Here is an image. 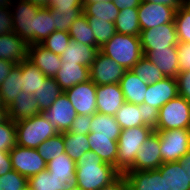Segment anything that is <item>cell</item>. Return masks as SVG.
Returning a JSON list of instances; mask_svg holds the SVG:
<instances>
[{
    "instance_id": "cell-27",
    "label": "cell",
    "mask_w": 190,
    "mask_h": 190,
    "mask_svg": "<svg viewBox=\"0 0 190 190\" xmlns=\"http://www.w3.org/2000/svg\"><path fill=\"white\" fill-rule=\"evenodd\" d=\"M87 137L90 151L95 152L102 161L115 166L118 154L117 141L112 140L111 136L104 135H87Z\"/></svg>"
},
{
    "instance_id": "cell-45",
    "label": "cell",
    "mask_w": 190,
    "mask_h": 190,
    "mask_svg": "<svg viewBox=\"0 0 190 190\" xmlns=\"http://www.w3.org/2000/svg\"><path fill=\"white\" fill-rule=\"evenodd\" d=\"M16 145L15 122L9 117L0 123V151L10 152Z\"/></svg>"
},
{
    "instance_id": "cell-30",
    "label": "cell",
    "mask_w": 190,
    "mask_h": 190,
    "mask_svg": "<svg viewBox=\"0 0 190 190\" xmlns=\"http://www.w3.org/2000/svg\"><path fill=\"white\" fill-rule=\"evenodd\" d=\"M119 12L120 10L113 4L112 0L83 3V13L87 19H101L114 23Z\"/></svg>"
},
{
    "instance_id": "cell-31",
    "label": "cell",
    "mask_w": 190,
    "mask_h": 190,
    "mask_svg": "<svg viewBox=\"0 0 190 190\" xmlns=\"http://www.w3.org/2000/svg\"><path fill=\"white\" fill-rule=\"evenodd\" d=\"M22 70L21 82L22 91L26 94L33 95L37 92L41 83L48 78L30 61L25 60L18 64Z\"/></svg>"
},
{
    "instance_id": "cell-40",
    "label": "cell",
    "mask_w": 190,
    "mask_h": 190,
    "mask_svg": "<svg viewBox=\"0 0 190 190\" xmlns=\"http://www.w3.org/2000/svg\"><path fill=\"white\" fill-rule=\"evenodd\" d=\"M38 154L46 161L58 157L65 153V145L63 141V132L51 137L41 143L37 148Z\"/></svg>"
},
{
    "instance_id": "cell-60",
    "label": "cell",
    "mask_w": 190,
    "mask_h": 190,
    "mask_svg": "<svg viewBox=\"0 0 190 190\" xmlns=\"http://www.w3.org/2000/svg\"><path fill=\"white\" fill-rule=\"evenodd\" d=\"M7 118H8L7 107L1 106L0 107V123L4 122Z\"/></svg>"
},
{
    "instance_id": "cell-50",
    "label": "cell",
    "mask_w": 190,
    "mask_h": 190,
    "mask_svg": "<svg viewBox=\"0 0 190 190\" xmlns=\"http://www.w3.org/2000/svg\"><path fill=\"white\" fill-rule=\"evenodd\" d=\"M159 109L149 106L148 104H142V122L155 129L158 123Z\"/></svg>"
},
{
    "instance_id": "cell-10",
    "label": "cell",
    "mask_w": 190,
    "mask_h": 190,
    "mask_svg": "<svg viewBox=\"0 0 190 190\" xmlns=\"http://www.w3.org/2000/svg\"><path fill=\"white\" fill-rule=\"evenodd\" d=\"M139 37L142 51L167 49L179 43L175 23H166L155 28L141 30Z\"/></svg>"
},
{
    "instance_id": "cell-3",
    "label": "cell",
    "mask_w": 190,
    "mask_h": 190,
    "mask_svg": "<svg viewBox=\"0 0 190 190\" xmlns=\"http://www.w3.org/2000/svg\"><path fill=\"white\" fill-rule=\"evenodd\" d=\"M16 145L37 148L45 140L56 136L59 131L41 113L15 122Z\"/></svg>"
},
{
    "instance_id": "cell-13",
    "label": "cell",
    "mask_w": 190,
    "mask_h": 190,
    "mask_svg": "<svg viewBox=\"0 0 190 190\" xmlns=\"http://www.w3.org/2000/svg\"><path fill=\"white\" fill-rule=\"evenodd\" d=\"M162 164L159 134L153 131L140 147L134 165L128 171L154 170Z\"/></svg>"
},
{
    "instance_id": "cell-48",
    "label": "cell",
    "mask_w": 190,
    "mask_h": 190,
    "mask_svg": "<svg viewBox=\"0 0 190 190\" xmlns=\"http://www.w3.org/2000/svg\"><path fill=\"white\" fill-rule=\"evenodd\" d=\"M178 95L190 102V70L182 71L176 77Z\"/></svg>"
},
{
    "instance_id": "cell-9",
    "label": "cell",
    "mask_w": 190,
    "mask_h": 190,
    "mask_svg": "<svg viewBox=\"0 0 190 190\" xmlns=\"http://www.w3.org/2000/svg\"><path fill=\"white\" fill-rule=\"evenodd\" d=\"M125 71L117 62L98 51L90 66V80L96 86L119 84Z\"/></svg>"
},
{
    "instance_id": "cell-49",
    "label": "cell",
    "mask_w": 190,
    "mask_h": 190,
    "mask_svg": "<svg viewBox=\"0 0 190 190\" xmlns=\"http://www.w3.org/2000/svg\"><path fill=\"white\" fill-rule=\"evenodd\" d=\"M180 72L190 70V43L179 42L177 45Z\"/></svg>"
},
{
    "instance_id": "cell-56",
    "label": "cell",
    "mask_w": 190,
    "mask_h": 190,
    "mask_svg": "<svg viewBox=\"0 0 190 190\" xmlns=\"http://www.w3.org/2000/svg\"><path fill=\"white\" fill-rule=\"evenodd\" d=\"M142 0H112L113 4L119 9L138 8Z\"/></svg>"
},
{
    "instance_id": "cell-33",
    "label": "cell",
    "mask_w": 190,
    "mask_h": 190,
    "mask_svg": "<svg viewBox=\"0 0 190 190\" xmlns=\"http://www.w3.org/2000/svg\"><path fill=\"white\" fill-rule=\"evenodd\" d=\"M115 119L120 125L121 129L146 126L142 122V104L136 105L125 102L116 112Z\"/></svg>"
},
{
    "instance_id": "cell-55",
    "label": "cell",
    "mask_w": 190,
    "mask_h": 190,
    "mask_svg": "<svg viewBox=\"0 0 190 190\" xmlns=\"http://www.w3.org/2000/svg\"><path fill=\"white\" fill-rule=\"evenodd\" d=\"M15 63L0 59V85L3 83V81L8 77L9 72L14 67Z\"/></svg>"
},
{
    "instance_id": "cell-54",
    "label": "cell",
    "mask_w": 190,
    "mask_h": 190,
    "mask_svg": "<svg viewBox=\"0 0 190 190\" xmlns=\"http://www.w3.org/2000/svg\"><path fill=\"white\" fill-rule=\"evenodd\" d=\"M12 169L11 157L8 151H0V176Z\"/></svg>"
},
{
    "instance_id": "cell-61",
    "label": "cell",
    "mask_w": 190,
    "mask_h": 190,
    "mask_svg": "<svg viewBox=\"0 0 190 190\" xmlns=\"http://www.w3.org/2000/svg\"><path fill=\"white\" fill-rule=\"evenodd\" d=\"M13 0H0V8L10 7Z\"/></svg>"
},
{
    "instance_id": "cell-20",
    "label": "cell",
    "mask_w": 190,
    "mask_h": 190,
    "mask_svg": "<svg viewBox=\"0 0 190 190\" xmlns=\"http://www.w3.org/2000/svg\"><path fill=\"white\" fill-rule=\"evenodd\" d=\"M128 190H165L164 177L158 169L127 171Z\"/></svg>"
},
{
    "instance_id": "cell-52",
    "label": "cell",
    "mask_w": 190,
    "mask_h": 190,
    "mask_svg": "<svg viewBox=\"0 0 190 190\" xmlns=\"http://www.w3.org/2000/svg\"><path fill=\"white\" fill-rule=\"evenodd\" d=\"M52 9H83L82 0H51Z\"/></svg>"
},
{
    "instance_id": "cell-11",
    "label": "cell",
    "mask_w": 190,
    "mask_h": 190,
    "mask_svg": "<svg viewBox=\"0 0 190 190\" xmlns=\"http://www.w3.org/2000/svg\"><path fill=\"white\" fill-rule=\"evenodd\" d=\"M96 88L97 86L89 80L64 91L77 115L92 116L97 113Z\"/></svg>"
},
{
    "instance_id": "cell-15",
    "label": "cell",
    "mask_w": 190,
    "mask_h": 190,
    "mask_svg": "<svg viewBox=\"0 0 190 190\" xmlns=\"http://www.w3.org/2000/svg\"><path fill=\"white\" fill-rule=\"evenodd\" d=\"M96 97L97 112L105 115L115 116L125 103L120 84L97 85Z\"/></svg>"
},
{
    "instance_id": "cell-57",
    "label": "cell",
    "mask_w": 190,
    "mask_h": 190,
    "mask_svg": "<svg viewBox=\"0 0 190 190\" xmlns=\"http://www.w3.org/2000/svg\"><path fill=\"white\" fill-rule=\"evenodd\" d=\"M145 1H150L155 4L170 6L175 10H178L181 6L184 5V3L181 0H145Z\"/></svg>"
},
{
    "instance_id": "cell-32",
    "label": "cell",
    "mask_w": 190,
    "mask_h": 190,
    "mask_svg": "<svg viewBox=\"0 0 190 190\" xmlns=\"http://www.w3.org/2000/svg\"><path fill=\"white\" fill-rule=\"evenodd\" d=\"M114 25L116 33L140 36L141 27L138 19V8L120 10Z\"/></svg>"
},
{
    "instance_id": "cell-25",
    "label": "cell",
    "mask_w": 190,
    "mask_h": 190,
    "mask_svg": "<svg viewBox=\"0 0 190 190\" xmlns=\"http://www.w3.org/2000/svg\"><path fill=\"white\" fill-rule=\"evenodd\" d=\"M98 51L99 50L95 46H90L70 39V43L60 56V59L62 63L72 62L90 68Z\"/></svg>"
},
{
    "instance_id": "cell-38",
    "label": "cell",
    "mask_w": 190,
    "mask_h": 190,
    "mask_svg": "<svg viewBox=\"0 0 190 190\" xmlns=\"http://www.w3.org/2000/svg\"><path fill=\"white\" fill-rule=\"evenodd\" d=\"M71 39L84 43L90 46H95L100 49L95 42L93 30L91 29L88 19L84 13H82L70 26L68 31Z\"/></svg>"
},
{
    "instance_id": "cell-17",
    "label": "cell",
    "mask_w": 190,
    "mask_h": 190,
    "mask_svg": "<svg viewBox=\"0 0 190 190\" xmlns=\"http://www.w3.org/2000/svg\"><path fill=\"white\" fill-rule=\"evenodd\" d=\"M27 60L49 78H54L62 65L60 55L49 51L41 44L29 45Z\"/></svg>"
},
{
    "instance_id": "cell-44",
    "label": "cell",
    "mask_w": 190,
    "mask_h": 190,
    "mask_svg": "<svg viewBox=\"0 0 190 190\" xmlns=\"http://www.w3.org/2000/svg\"><path fill=\"white\" fill-rule=\"evenodd\" d=\"M70 39L71 37L67 31H54L41 45L49 51L61 56L69 45Z\"/></svg>"
},
{
    "instance_id": "cell-19",
    "label": "cell",
    "mask_w": 190,
    "mask_h": 190,
    "mask_svg": "<svg viewBox=\"0 0 190 190\" xmlns=\"http://www.w3.org/2000/svg\"><path fill=\"white\" fill-rule=\"evenodd\" d=\"M29 43L16 33L0 35V59L19 64L28 58Z\"/></svg>"
},
{
    "instance_id": "cell-18",
    "label": "cell",
    "mask_w": 190,
    "mask_h": 190,
    "mask_svg": "<svg viewBox=\"0 0 190 190\" xmlns=\"http://www.w3.org/2000/svg\"><path fill=\"white\" fill-rule=\"evenodd\" d=\"M143 54L149 61L154 63L165 77L176 79L180 72L177 45H173L167 49L143 51Z\"/></svg>"
},
{
    "instance_id": "cell-63",
    "label": "cell",
    "mask_w": 190,
    "mask_h": 190,
    "mask_svg": "<svg viewBox=\"0 0 190 190\" xmlns=\"http://www.w3.org/2000/svg\"><path fill=\"white\" fill-rule=\"evenodd\" d=\"M184 5H185L186 7H188V8H190V0H186V1L184 2Z\"/></svg>"
},
{
    "instance_id": "cell-36",
    "label": "cell",
    "mask_w": 190,
    "mask_h": 190,
    "mask_svg": "<svg viewBox=\"0 0 190 190\" xmlns=\"http://www.w3.org/2000/svg\"><path fill=\"white\" fill-rule=\"evenodd\" d=\"M63 141L66 154L75 162L85 152L90 151L87 135L75 134L65 131L63 132Z\"/></svg>"
},
{
    "instance_id": "cell-65",
    "label": "cell",
    "mask_w": 190,
    "mask_h": 190,
    "mask_svg": "<svg viewBox=\"0 0 190 190\" xmlns=\"http://www.w3.org/2000/svg\"><path fill=\"white\" fill-rule=\"evenodd\" d=\"M1 106H4V105H3V102H2V99H1V95H0V107Z\"/></svg>"
},
{
    "instance_id": "cell-21",
    "label": "cell",
    "mask_w": 190,
    "mask_h": 190,
    "mask_svg": "<svg viewBox=\"0 0 190 190\" xmlns=\"http://www.w3.org/2000/svg\"><path fill=\"white\" fill-rule=\"evenodd\" d=\"M54 79L63 91L90 80V68L72 62L62 63Z\"/></svg>"
},
{
    "instance_id": "cell-29",
    "label": "cell",
    "mask_w": 190,
    "mask_h": 190,
    "mask_svg": "<svg viewBox=\"0 0 190 190\" xmlns=\"http://www.w3.org/2000/svg\"><path fill=\"white\" fill-rule=\"evenodd\" d=\"M21 76V67L15 64L9 72L8 77L0 85V95L5 107H8L22 90Z\"/></svg>"
},
{
    "instance_id": "cell-23",
    "label": "cell",
    "mask_w": 190,
    "mask_h": 190,
    "mask_svg": "<svg viewBox=\"0 0 190 190\" xmlns=\"http://www.w3.org/2000/svg\"><path fill=\"white\" fill-rule=\"evenodd\" d=\"M7 111L8 117L14 122L42 113L33 95L26 94L22 90L17 98L7 107Z\"/></svg>"
},
{
    "instance_id": "cell-14",
    "label": "cell",
    "mask_w": 190,
    "mask_h": 190,
    "mask_svg": "<svg viewBox=\"0 0 190 190\" xmlns=\"http://www.w3.org/2000/svg\"><path fill=\"white\" fill-rule=\"evenodd\" d=\"M44 117L61 132L68 131L77 114L65 92L55 102L42 112Z\"/></svg>"
},
{
    "instance_id": "cell-39",
    "label": "cell",
    "mask_w": 190,
    "mask_h": 190,
    "mask_svg": "<svg viewBox=\"0 0 190 190\" xmlns=\"http://www.w3.org/2000/svg\"><path fill=\"white\" fill-rule=\"evenodd\" d=\"M138 78L146 84H154L165 78L163 73L145 56H143L131 69Z\"/></svg>"
},
{
    "instance_id": "cell-34",
    "label": "cell",
    "mask_w": 190,
    "mask_h": 190,
    "mask_svg": "<svg viewBox=\"0 0 190 190\" xmlns=\"http://www.w3.org/2000/svg\"><path fill=\"white\" fill-rule=\"evenodd\" d=\"M64 92L54 78H47L41 83L33 97L37 100L40 111L48 109L55 100Z\"/></svg>"
},
{
    "instance_id": "cell-37",
    "label": "cell",
    "mask_w": 190,
    "mask_h": 190,
    "mask_svg": "<svg viewBox=\"0 0 190 190\" xmlns=\"http://www.w3.org/2000/svg\"><path fill=\"white\" fill-rule=\"evenodd\" d=\"M47 170L58 179L76 178V162L66 152L47 162Z\"/></svg>"
},
{
    "instance_id": "cell-62",
    "label": "cell",
    "mask_w": 190,
    "mask_h": 190,
    "mask_svg": "<svg viewBox=\"0 0 190 190\" xmlns=\"http://www.w3.org/2000/svg\"><path fill=\"white\" fill-rule=\"evenodd\" d=\"M100 1L104 2L106 0H82L83 3H93V2H100Z\"/></svg>"
},
{
    "instance_id": "cell-35",
    "label": "cell",
    "mask_w": 190,
    "mask_h": 190,
    "mask_svg": "<svg viewBox=\"0 0 190 190\" xmlns=\"http://www.w3.org/2000/svg\"><path fill=\"white\" fill-rule=\"evenodd\" d=\"M55 31L51 8H41L34 19V44H41Z\"/></svg>"
},
{
    "instance_id": "cell-12",
    "label": "cell",
    "mask_w": 190,
    "mask_h": 190,
    "mask_svg": "<svg viewBox=\"0 0 190 190\" xmlns=\"http://www.w3.org/2000/svg\"><path fill=\"white\" fill-rule=\"evenodd\" d=\"M176 10L170 6L142 0L138 7V19L141 30L174 23Z\"/></svg>"
},
{
    "instance_id": "cell-5",
    "label": "cell",
    "mask_w": 190,
    "mask_h": 190,
    "mask_svg": "<svg viewBox=\"0 0 190 190\" xmlns=\"http://www.w3.org/2000/svg\"><path fill=\"white\" fill-rule=\"evenodd\" d=\"M190 129V102L177 95L159 109L154 131Z\"/></svg>"
},
{
    "instance_id": "cell-46",
    "label": "cell",
    "mask_w": 190,
    "mask_h": 190,
    "mask_svg": "<svg viewBox=\"0 0 190 190\" xmlns=\"http://www.w3.org/2000/svg\"><path fill=\"white\" fill-rule=\"evenodd\" d=\"M0 190H28V178L11 170L0 176Z\"/></svg>"
},
{
    "instance_id": "cell-64",
    "label": "cell",
    "mask_w": 190,
    "mask_h": 190,
    "mask_svg": "<svg viewBox=\"0 0 190 190\" xmlns=\"http://www.w3.org/2000/svg\"><path fill=\"white\" fill-rule=\"evenodd\" d=\"M67 190H80L78 187H74V188H69Z\"/></svg>"
},
{
    "instance_id": "cell-1",
    "label": "cell",
    "mask_w": 190,
    "mask_h": 190,
    "mask_svg": "<svg viewBox=\"0 0 190 190\" xmlns=\"http://www.w3.org/2000/svg\"><path fill=\"white\" fill-rule=\"evenodd\" d=\"M120 173L93 151L85 152L76 161V183L80 190H100L114 181Z\"/></svg>"
},
{
    "instance_id": "cell-53",
    "label": "cell",
    "mask_w": 190,
    "mask_h": 190,
    "mask_svg": "<svg viewBox=\"0 0 190 190\" xmlns=\"http://www.w3.org/2000/svg\"><path fill=\"white\" fill-rule=\"evenodd\" d=\"M100 190H128V185L125 175L120 174L114 181L102 187Z\"/></svg>"
},
{
    "instance_id": "cell-26",
    "label": "cell",
    "mask_w": 190,
    "mask_h": 190,
    "mask_svg": "<svg viewBox=\"0 0 190 190\" xmlns=\"http://www.w3.org/2000/svg\"><path fill=\"white\" fill-rule=\"evenodd\" d=\"M119 84L124 94L125 102L136 105L143 104L148 84L141 81L134 72L126 70Z\"/></svg>"
},
{
    "instance_id": "cell-47",
    "label": "cell",
    "mask_w": 190,
    "mask_h": 190,
    "mask_svg": "<svg viewBox=\"0 0 190 190\" xmlns=\"http://www.w3.org/2000/svg\"><path fill=\"white\" fill-rule=\"evenodd\" d=\"M91 119L92 116L90 115H77L70 128L68 129V132L88 135L91 131Z\"/></svg>"
},
{
    "instance_id": "cell-22",
    "label": "cell",
    "mask_w": 190,
    "mask_h": 190,
    "mask_svg": "<svg viewBox=\"0 0 190 190\" xmlns=\"http://www.w3.org/2000/svg\"><path fill=\"white\" fill-rule=\"evenodd\" d=\"M158 170L164 177L165 190H190L189 176L180 161L163 163Z\"/></svg>"
},
{
    "instance_id": "cell-2",
    "label": "cell",
    "mask_w": 190,
    "mask_h": 190,
    "mask_svg": "<svg viewBox=\"0 0 190 190\" xmlns=\"http://www.w3.org/2000/svg\"><path fill=\"white\" fill-rule=\"evenodd\" d=\"M99 51L121 65L125 70L144 56L139 36L116 33Z\"/></svg>"
},
{
    "instance_id": "cell-8",
    "label": "cell",
    "mask_w": 190,
    "mask_h": 190,
    "mask_svg": "<svg viewBox=\"0 0 190 190\" xmlns=\"http://www.w3.org/2000/svg\"><path fill=\"white\" fill-rule=\"evenodd\" d=\"M9 154L12 169L26 178L47 169V162L38 154L35 148H24L15 145Z\"/></svg>"
},
{
    "instance_id": "cell-58",
    "label": "cell",
    "mask_w": 190,
    "mask_h": 190,
    "mask_svg": "<svg viewBox=\"0 0 190 190\" xmlns=\"http://www.w3.org/2000/svg\"><path fill=\"white\" fill-rule=\"evenodd\" d=\"M182 168L186 171L187 175L189 176V183H190V150L179 160Z\"/></svg>"
},
{
    "instance_id": "cell-59",
    "label": "cell",
    "mask_w": 190,
    "mask_h": 190,
    "mask_svg": "<svg viewBox=\"0 0 190 190\" xmlns=\"http://www.w3.org/2000/svg\"><path fill=\"white\" fill-rule=\"evenodd\" d=\"M30 3H33L34 5H37L39 7H50L51 6V0H25Z\"/></svg>"
},
{
    "instance_id": "cell-16",
    "label": "cell",
    "mask_w": 190,
    "mask_h": 190,
    "mask_svg": "<svg viewBox=\"0 0 190 190\" xmlns=\"http://www.w3.org/2000/svg\"><path fill=\"white\" fill-rule=\"evenodd\" d=\"M178 95L177 80L165 77L154 84H148L144 104L160 109Z\"/></svg>"
},
{
    "instance_id": "cell-41",
    "label": "cell",
    "mask_w": 190,
    "mask_h": 190,
    "mask_svg": "<svg viewBox=\"0 0 190 190\" xmlns=\"http://www.w3.org/2000/svg\"><path fill=\"white\" fill-rule=\"evenodd\" d=\"M88 22L93 30L96 45L99 48L106 44L116 34L114 23L101 19H88Z\"/></svg>"
},
{
    "instance_id": "cell-28",
    "label": "cell",
    "mask_w": 190,
    "mask_h": 190,
    "mask_svg": "<svg viewBox=\"0 0 190 190\" xmlns=\"http://www.w3.org/2000/svg\"><path fill=\"white\" fill-rule=\"evenodd\" d=\"M91 131L88 135L111 136L112 140H118L121 134V127L117 123L115 116L105 115L97 112L92 115Z\"/></svg>"
},
{
    "instance_id": "cell-6",
    "label": "cell",
    "mask_w": 190,
    "mask_h": 190,
    "mask_svg": "<svg viewBox=\"0 0 190 190\" xmlns=\"http://www.w3.org/2000/svg\"><path fill=\"white\" fill-rule=\"evenodd\" d=\"M163 163L179 161L190 150V129L156 131Z\"/></svg>"
},
{
    "instance_id": "cell-43",
    "label": "cell",
    "mask_w": 190,
    "mask_h": 190,
    "mask_svg": "<svg viewBox=\"0 0 190 190\" xmlns=\"http://www.w3.org/2000/svg\"><path fill=\"white\" fill-rule=\"evenodd\" d=\"M174 23L178 42L190 43V8L183 5L176 10Z\"/></svg>"
},
{
    "instance_id": "cell-4",
    "label": "cell",
    "mask_w": 190,
    "mask_h": 190,
    "mask_svg": "<svg viewBox=\"0 0 190 190\" xmlns=\"http://www.w3.org/2000/svg\"><path fill=\"white\" fill-rule=\"evenodd\" d=\"M153 131L149 126L122 129L117 140L118 154L114 166L120 174H125L134 165L137 152Z\"/></svg>"
},
{
    "instance_id": "cell-7",
    "label": "cell",
    "mask_w": 190,
    "mask_h": 190,
    "mask_svg": "<svg viewBox=\"0 0 190 190\" xmlns=\"http://www.w3.org/2000/svg\"><path fill=\"white\" fill-rule=\"evenodd\" d=\"M42 7L25 0H13L10 4L13 19V32L34 44V19Z\"/></svg>"
},
{
    "instance_id": "cell-42",
    "label": "cell",
    "mask_w": 190,
    "mask_h": 190,
    "mask_svg": "<svg viewBox=\"0 0 190 190\" xmlns=\"http://www.w3.org/2000/svg\"><path fill=\"white\" fill-rule=\"evenodd\" d=\"M83 13V9H52L55 31H69L71 24Z\"/></svg>"
},
{
    "instance_id": "cell-24",
    "label": "cell",
    "mask_w": 190,
    "mask_h": 190,
    "mask_svg": "<svg viewBox=\"0 0 190 190\" xmlns=\"http://www.w3.org/2000/svg\"><path fill=\"white\" fill-rule=\"evenodd\" d=\"M77 187L76 178L58 179L45 169L28 178V190H67Z\"/></svg>"
},
{
    "instance_id": "cell-51",
    "label": "cell",
    "mask_w": 190,
    "mask_h": 190,
    "mask_svg": "<svg viewBox=\"0 0 190 190\" xmlns=\"http://www.w3.org/2000/svg\"><path fill=\"white\" fill-rule=\"evenodd\" d=\"M13 33V19L10 7L0 8V35Z\"/></svg>"
}]
</instances>
